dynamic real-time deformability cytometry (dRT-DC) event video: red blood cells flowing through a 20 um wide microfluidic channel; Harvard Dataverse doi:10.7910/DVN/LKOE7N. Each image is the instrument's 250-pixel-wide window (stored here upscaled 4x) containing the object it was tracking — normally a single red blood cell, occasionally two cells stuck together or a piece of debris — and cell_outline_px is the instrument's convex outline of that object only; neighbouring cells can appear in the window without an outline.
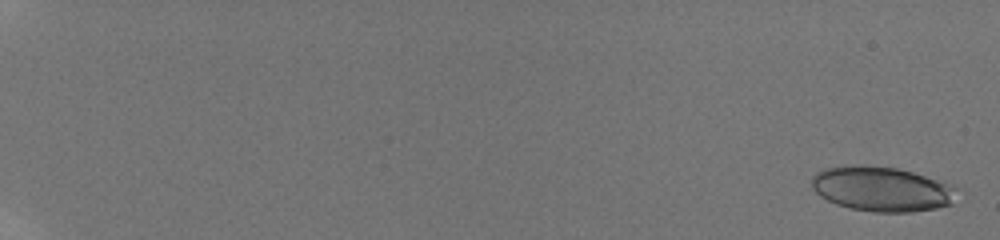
{"species": "human", "species_latin": "Homo sapiens", "temperature_condition": "room temperature", "stored_images_in_passage": 18, "camera_frame_rate_fps": 3000, "um_per_image_px": 0.085, "donor": {"sex": "male"}, "frame": {"image": 1, "passage_image": 2, "time_ms": 0.333, "image_size_px": [1000, 240], "cell_outline_px": [[952, 204], [936, 208], [912, 212], [872, 212], [852, 208], [836, 204], [820, 196], [812, 188], [812, 176], [816, 172], [824, 168], [856, 164], [864, 164], [896, 168], [912, 172], [936, 180], [944, 184], [948, 188]], "centroid_in_image_um": [74.78, 16.05], "position_along_channel_um": 10.2, "area_um2": 37.05}}
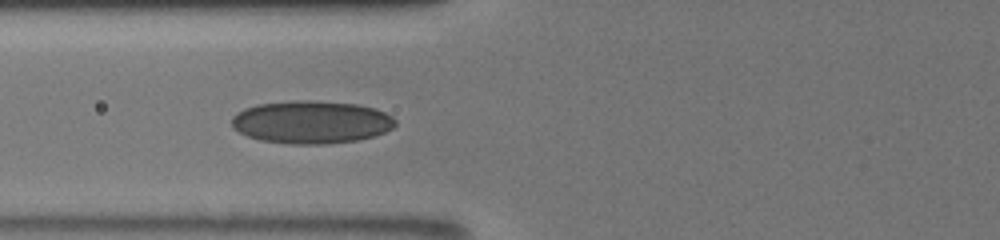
{"frame": {"image": 2, "passage_image": 16, "time_ms": 8.667, "image_size_px": [1000, 240], "cell_outline_px": [[396, 124], [392, 128], [384, 132], [372, 136], [356, 140], [328, 144], [292, 144], [260, 140], [248, 136], [232, 128], [232, 116], [236, 112], [244, 108], [256, 104], [292, 100], [312, 100], [356, 104], [376, 108], [392, 116], [396, 120]], "centroid_in_image_um": [26.44, 10.37], "position_along_channel_um": 99.4, "area_um2": 41.04}}
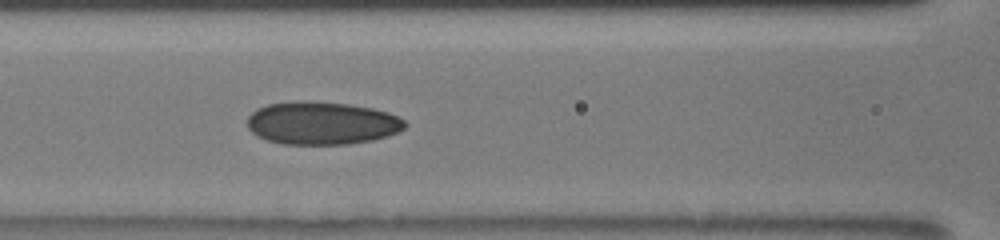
{"frame": {"image": 3, "passage_image": 18, "time_ms": 9.667, "image_size_px": [1000, 240], "cell_outline_px": [[408, 124], [404, 128], [388, 136], [372, 140], [348, 144], [284, 144], [268, 140], [252, 132], [248, 128], [248, 116], [256, 108], [268, 104], [296, 100], [316, 100], [348, 104], [372, 108], [388, 112], [404, 120]], "centroid_in_image_um": [27.35, 10.44], "position_along_channel_um": 139.2, "area_um2": 39.59}}